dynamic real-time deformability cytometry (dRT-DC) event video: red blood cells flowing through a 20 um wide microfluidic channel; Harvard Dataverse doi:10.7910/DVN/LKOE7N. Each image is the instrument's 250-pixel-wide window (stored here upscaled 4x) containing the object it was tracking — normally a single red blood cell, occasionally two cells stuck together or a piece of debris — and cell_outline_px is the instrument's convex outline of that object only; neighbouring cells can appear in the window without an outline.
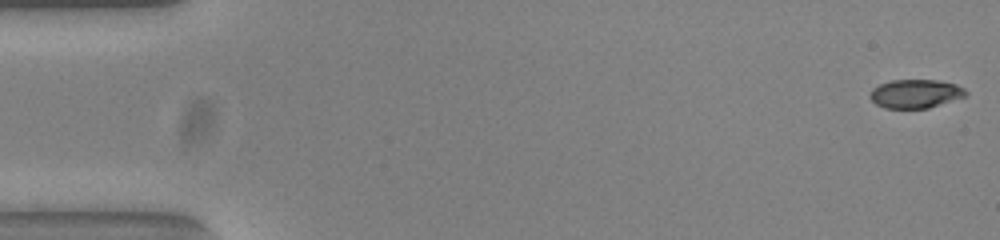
{"species": "common noctule bat (a hibernating species)", "species_latin": "Nyctalus noctula", "temperature_condition": "warm", "stored_images_in_passage": 53, "camera_frame_rate_fps": 3000, "um_per_image_px": 0.085, "animal": {"sex": "female", "body_mass_g": 23.0, "forearm_length_mm": 53.4}, "frame": {"image": 1, "passage_image": 1, "time_ms": 0.0, "image_size_px": [1000, 240], "cell_outline_px": [[968, 96], [928, 108], [884, 108], [876, 104], [868, 96], [872, 88], [880, 84], [892, 80], [936, 80], [956, 84], [964, 88], [968, 92]], "centroid_in_image_um": [77.83, 7.97], "position_along_channel_um": 7.2, "area_um2": 16.13}}
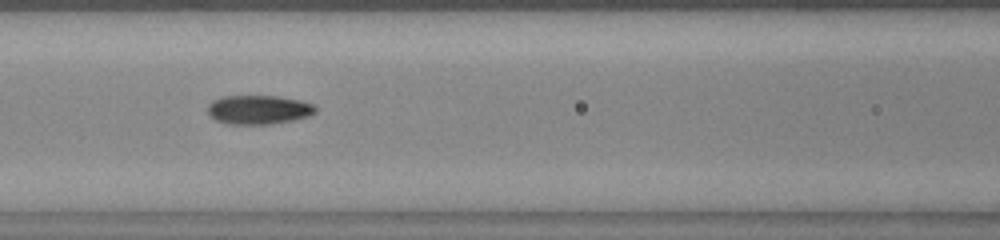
{"frame": {"image": 2, "passage_image": 23, "time_ms": 7.333, "image_size_px": [1000, 240], "cell_outline_px": [[316, 112], [308, 116], [292, 120], [264, 124], [232, 124], [216, 120], [208, 112], [208, 104], [212, 100], [224, 96], [276, 96], [300, 100], [316, 104]], "centroid_in_image_um": [22.0, 9.31], "position_along_channel_um": 144.6, "area_um2": 18.09}}
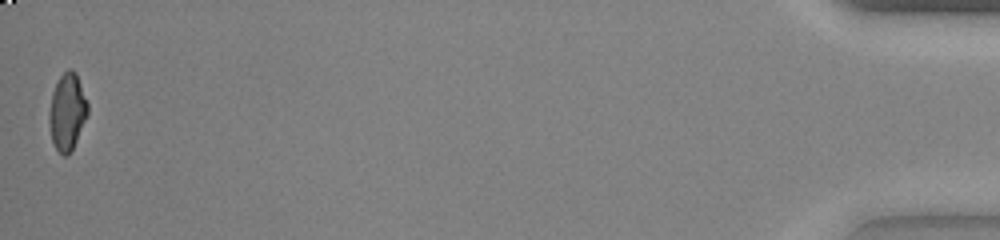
{"frame": {"image": 3, "passage_image": 53, "time_ms": 17.333, "image_size_px": [1000, 240], "cell_outline_px": [[88, 116], [68, 156], [64, 156], [56, 148], [52, 140], [48, 120], [48, 112], [52, 92], [60, 76], [68, 68], [72, 68], [76, 72], [88, 104]], "centroid_in_image_um": [5.71, 9.48], "position_along_channel_um": 429.5, "area_um2": 17.28}, "authors_computed_cell_mechanics": {"area_um2": 17.34, "velocity_mm_per_s": 3.8504, "shape_relaxation_time_tau1_ms": 5.6253, "shape_relaxation_time_tau2_ms": 1.7638, "deformation_change_tau1": 0.2056, "deformation_change_tau2": 0.0722}}